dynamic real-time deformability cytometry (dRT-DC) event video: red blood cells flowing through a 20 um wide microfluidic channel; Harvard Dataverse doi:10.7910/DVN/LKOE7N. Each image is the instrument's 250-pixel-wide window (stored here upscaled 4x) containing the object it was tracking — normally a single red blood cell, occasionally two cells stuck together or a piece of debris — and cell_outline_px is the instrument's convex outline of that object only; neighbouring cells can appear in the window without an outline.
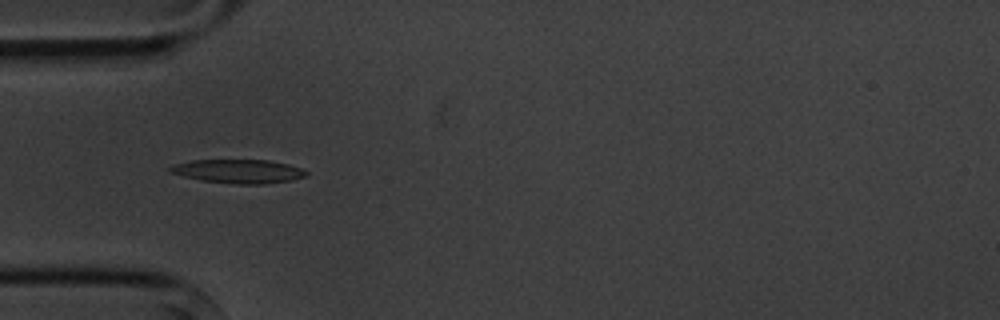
{"species": "common noctule bat (a hibernating species)", "species_latin": "Nyctalus noctula", "temperature_condition": "cold", "stored_images_in_passage": 11, "camera_frame_rate_fps": 3000, "um_per_image_px": 0.085, "animal": {"sex": "male", "body_mass_g": 20.1, "forearm_length_mm": 53.5}, "frame": {"image": 1, "passage_image": 5, "time_ms": 5.333, "image_size_px": [1000, 320], "cell_outline_px": [[308, 176], [292, 180], [264, 184], [236, 184], [200, 180], [168, 172], [168, 168], [176, 164], [192, 160], [268, 160], [288, 164], [300, 168], [308, 172]], "centroid_in_image_um": [20.29, 14.56], "position_along_channel_um": 64.7, "area_um2": 18.84}}
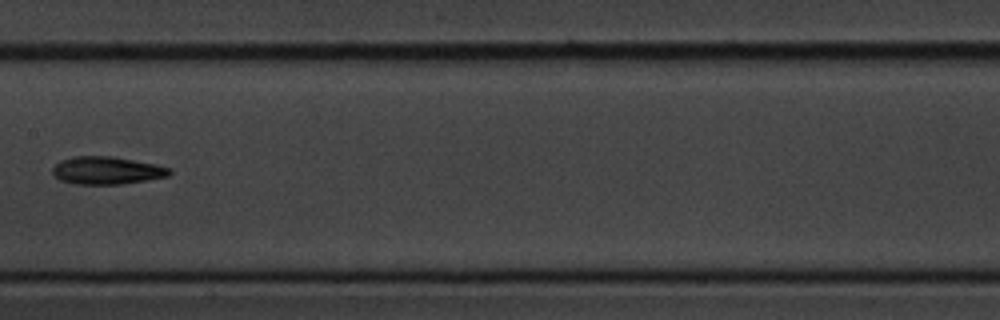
{"frame": {"image": 2, "passage_image": 8, "time_ms": 9.0, "image_size_px": [1000, 320], "cell_outline_px": [[172, 172], [168, 176], [120, 184], [72, 184], [60, 180], [52, 176], [52, 168], [60, 160], [76, 156], [112, 156], [156, 164], [172, 168]], "centroid_in_image_um": [9.05, 14.49], "position_along_channel_um": 198.4, "area_um2": 18.96}}
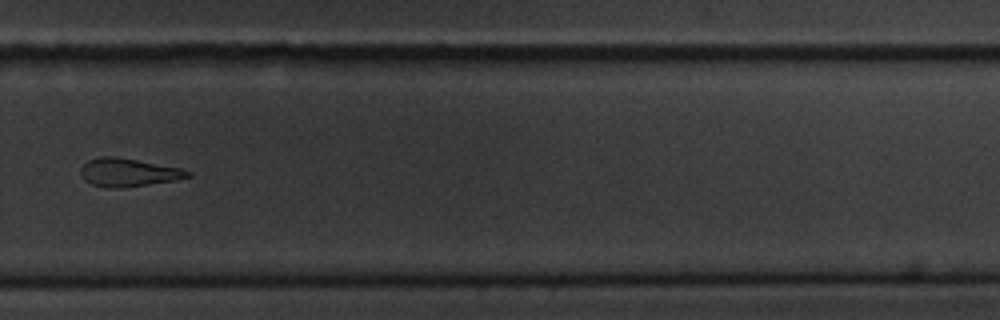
{"frame": {"image": 3, "passage_image": 11, "time_ms": 12.333, "image_size_px": [1000, 320], "cell_outline_px": [[192, 176], [176, 180], [124, 188], [108, 188], [92, 184], [84, 180], [80, 172], [80, 168], [88, 160], [100, 156], [116, 156], [180, 168], [192, 172]], "centroid_in_image_um": [10.9, 14.66], "position_along_channel_um": 318.9, "area_um2": 17.69}}